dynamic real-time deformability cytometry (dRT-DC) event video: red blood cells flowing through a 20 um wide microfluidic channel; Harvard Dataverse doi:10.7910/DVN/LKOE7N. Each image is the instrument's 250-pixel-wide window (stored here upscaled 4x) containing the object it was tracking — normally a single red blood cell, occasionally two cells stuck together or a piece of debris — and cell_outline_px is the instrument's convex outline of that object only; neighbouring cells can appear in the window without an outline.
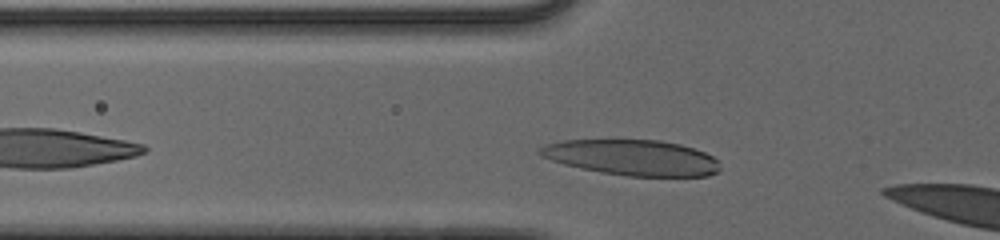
{"species": "human", "species_latin": "Homo sapiens", "temperature_condition": "cold", "stored_images_in_passage": 9, "camera_frame_rate_fps": 3000, "um_per_image_px": 0.085, "donor": {"sex": "male"}, "frame": {"image": 1, "passage_image": 6, "time_ms": 1.667, "image_size_px": [1000, 240], "cell_outline_px": [[720, 172], [708, 176], [628, 176], [600, 172], [580, 168], [564, 164], [540, 156], [536, 152], [540, 148], [548, 144], [564, 140], [660, 140], [680, 144], [704, 152], [720, 160]], "centroid_in_image_um": [53.77, 13.4], "position_along_channel_um": 72.0, "area_um2": 37.45}}